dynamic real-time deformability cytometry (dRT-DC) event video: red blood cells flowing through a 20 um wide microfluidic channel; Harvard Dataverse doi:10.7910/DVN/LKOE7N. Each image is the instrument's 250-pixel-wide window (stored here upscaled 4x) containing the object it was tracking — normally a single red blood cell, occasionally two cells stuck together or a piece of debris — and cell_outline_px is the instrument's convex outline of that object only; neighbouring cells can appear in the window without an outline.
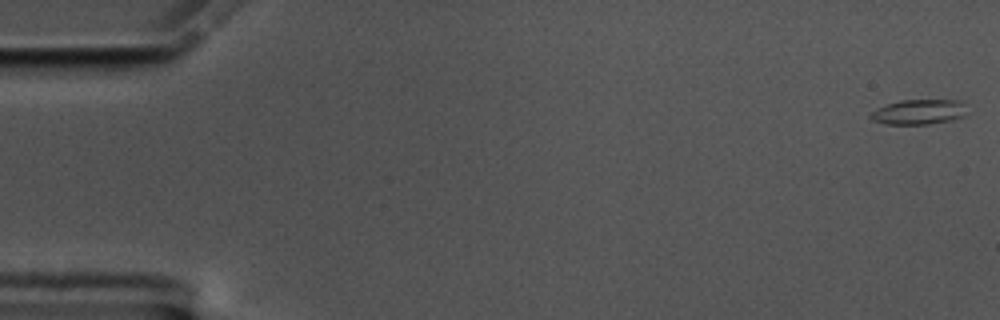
{"species": "common noctule bat (a hibernating species)", "species_latin": "Nyctalus noctula", "temperature_condition": "cold", "stored_images_in_passage": 17, "camera_frame_rate_fps": 3000, "um_per_image_px": 0.085, "animal": {"sex": "male", "body_mass_g": 17.5, "forearm_length_mm": 52.3}, "frame": {"image": 1, "passage_image": 1, "time_ms": 0.0, "image_size_px": [1000, 320], "cell_outline_px": [[964, 116], [952, 120], [928, 124], [884, 124], [872, 120], [868, 116], [876, 108], [900, 100], [960, 100]], "centroid_in_image_um": [78.02, 9.52], "position_along_channel_um": 7.0, "area_um2": 13.81}}
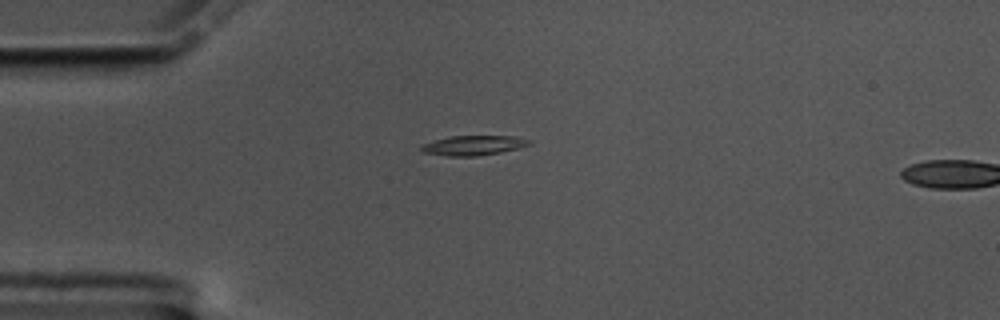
{"frame": {"image": 2, "passage_image": 15, "time_ms": 4.667, "image_size_px": [1000, 320], "cell_outline_px": [[532, 144], [520, 148], [500, 152], [476, 156], [448, 156], [424, 152], [420, 148], [420, 144], [448, 136], [516, 136], [532, 140]], "centroid_in_image_um": [40.26, 12.35], "position_along_channel_um": 44.7, "area_um2": 12.54}}